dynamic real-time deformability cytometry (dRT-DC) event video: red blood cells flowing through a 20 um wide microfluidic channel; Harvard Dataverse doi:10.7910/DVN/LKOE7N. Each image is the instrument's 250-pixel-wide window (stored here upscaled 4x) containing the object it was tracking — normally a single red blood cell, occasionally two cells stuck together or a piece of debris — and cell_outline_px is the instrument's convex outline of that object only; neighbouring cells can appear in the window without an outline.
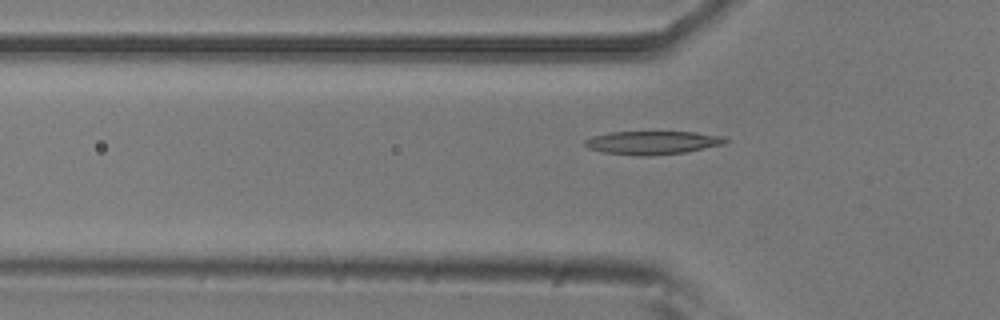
{"species": "common noctule bat (a hibernating species)", "species_latin": "Nyctalus noctula", "temperature_condition": "room temperature", "stored_images_in_passage": 30, "camera_frame_rate_fps": 3000, "um_per_image_px": 0.085, "animal": {"sex": "male", "body_mass_g": 20.5, "forearm_length_mm": 52.5}, "frame": {"image": 1, "passage_image": 3, "time_ms": 0.667, "image_size_px": [1000, 320], "cell_outline_px": [[728, 140], [724, 144], [684, 152], [648, 156], [636, 156], [604, 152], [588, 148], [584, 144], [584, 140], [592, 136], [612, 132], [692, 132], [724, 136]], "centroid_in_image_um": [55.44, 12.12], "position_along_channel_um": 70.4, "area_um2": 19.02}}
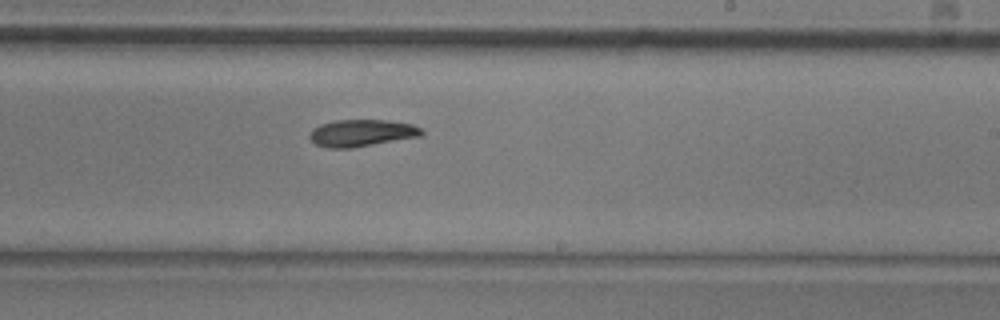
{"frame": {"image": 2, "passage_image": 18, "time_ms": 5.667, "image_size_px": [1000, 320], "cell_outline_px": [[424, 136], [352, 148], [328, 148], [316, 144], [308, 136], [312, 128], [320, 124], [336, 120], [388, 120], [412, 124], [420, 128], [424, 132]], "centroid_in_image_um": [30.76, 11.31], "position_along_channel_um": 258.2, "area_um2": 17.8}}
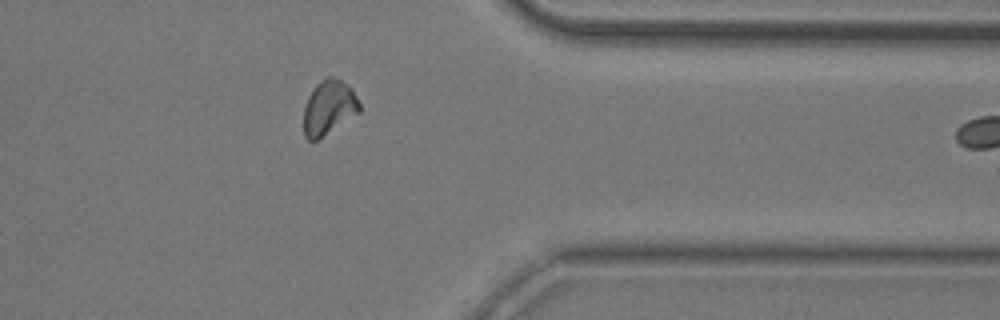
{"frame": {"image": 3, "passage_image": 29, "time_ms": 9.333, "image_size_px": [1000, 320], "cell_outline_px": [[360, 112], [316, 140], [308, 140], [304, 136], [304, 108], [308, 96], [312, 88], [316, 84], [328, 76], [332, 76], [348, 84], [352, 88], [360, 104]], "centroid_in_image_um": [27.95, 9.12], "position_along_channel_um": 383.5, "area_um2": 17.63}}